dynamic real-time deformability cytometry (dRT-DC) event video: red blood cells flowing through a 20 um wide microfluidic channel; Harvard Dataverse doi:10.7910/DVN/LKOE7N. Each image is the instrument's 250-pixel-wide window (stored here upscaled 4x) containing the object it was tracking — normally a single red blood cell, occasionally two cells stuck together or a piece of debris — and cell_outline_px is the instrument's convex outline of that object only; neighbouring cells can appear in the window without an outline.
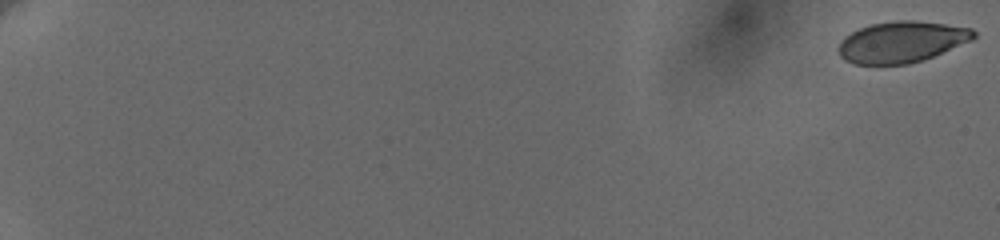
{"species": "human", "species_latin": "Homo sapiens", "temperature_condition": "cold", "stored_images_in_passage": 61, "camera_frame_rate_fps": 3000, "um_per_image_px": 0.085, "donor": {"sex": "female"}, "frame": {"image": 1, "passage_image": 1, "time_ms": 0.0, "image_size_px": [1000, 240], "cell_outline_px": [[976, 36], [972, 40], [924, 60], [908, 64], [852, 64], [844, 60], [840, 56], [840, 44], [844, 36], [860, 28], [872, 24], [896, 20], [916, 20], [972, 28], [976, 32]], "centroid_in_image_um": [76.66, 3.56], "position_along_channel_um": 8.3, "area_um2": 32.37}}
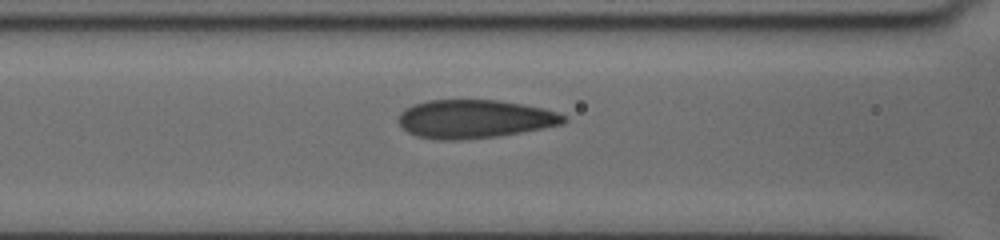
{"frame": {"image": 2, "passage_image": 30, "time_ms": 9.667, "image_size_px": [1000, 240], "cell_outline_px": [[568, 120], [564, 124], [520, 132], [496, 136], [456, 140], [436, 140], [416, 136], [408, 132], [400, 124], [400, 112], [404, 108], [412, 104], [428, 100], [500, 100], [544, 108], [556, 112], [564, 116]], "centroid_in_image_um": [40.33, 10.1], "position_along_channel_um": 126.3, "area_um2": 36.93}}
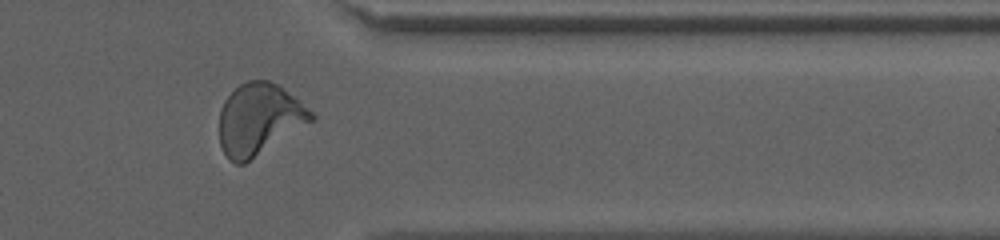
{"frame": {"image": 3, "passage_image": 52, "time_ms": 17.0, "image_size_px": [1000, 240], "cell_outline_px": [[316, 116], [312, 120], [244, 164], [236, 164], [228, 160], [220, 144], [220, 108], [224, 100], [240, 84], [248, 80], [268, 80], [276, 84], [300, 100]], "centroid_in_image_um": [21.99, 10.13], "position_along_channel_um": 389.4, "area_um2": 37.69}, "authors_computed_cell_mechanics": {"area_um2": 35.7782, "velocity_mm_per_s": 3.6363, "shape_relaxation_time_tau1_ms": 4.9622, "shape_relaxation_time_tau2_ms": 0.6835, "deformation_change_tau1": 0.1727, "deformation_change_tau2": 0.0659}}